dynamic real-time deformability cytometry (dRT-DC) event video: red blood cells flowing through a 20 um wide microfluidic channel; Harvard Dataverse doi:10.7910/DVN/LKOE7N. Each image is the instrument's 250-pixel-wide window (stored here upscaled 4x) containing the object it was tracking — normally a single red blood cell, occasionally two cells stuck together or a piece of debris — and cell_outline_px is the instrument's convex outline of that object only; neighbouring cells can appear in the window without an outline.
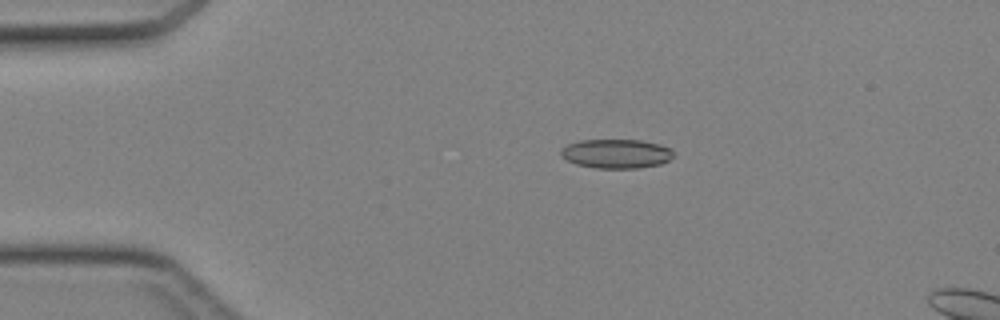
{"species": "Egyptian fruit bat (a non-hibernating species)", "species_latin": "Rousettus aegyptiacus", "temperature_condition": "cold", "stored_images_in_passage": 11, "camera_frame_rate_fps": 3000, "um_per_image_px": 0.085, "animal": {"sex": "female"}, "frame": {"image": 1, "passage_image": 7, "time_ms": 2.0, "image_size_px": [1000, 320], "cell_outline_px": [[676, 156], [660, 164], [636, 168], [596, 168], [576, 164], [560, 156], [560, 148], [568, 144], [580, 140], [640, 140], [660, 144], [672, 148]], "centroid_in_image_um": [52.4, 13.06], "position_along_channel_um": 32.6, "area_um2": 19.31}}